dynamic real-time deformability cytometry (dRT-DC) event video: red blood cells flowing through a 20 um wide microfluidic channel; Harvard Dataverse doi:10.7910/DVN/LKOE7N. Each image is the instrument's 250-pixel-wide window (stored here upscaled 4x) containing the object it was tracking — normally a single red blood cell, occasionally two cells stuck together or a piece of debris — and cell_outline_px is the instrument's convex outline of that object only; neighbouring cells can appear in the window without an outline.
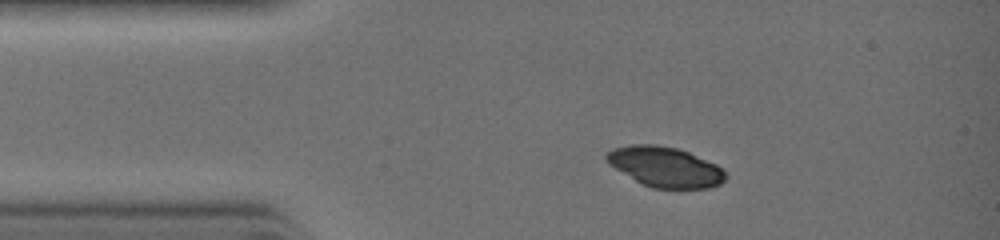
{"species": "common noctule bat (a hibernating species)", "species_latin": "Nyctalus noctula", "temperature_condition": "warm", "stored_images_in_passage": 15, "camera_frame_rate_fps": 3000, "um_per_image_px": 0.085, "animal": {"sex": "female", "body_mass_g": 19.0, "forearm_length_mm": 51.5}, "frame": {"image": 1, "passage_image": 1, "time_ms": 0.0, "image_size_px": [1000, 240], "cell_outline_px": [[728, 176], [720, 184], [708, 188], [652, 188], [640, 184], [608, 164], [604, 160], [604, 156], [612, 148], [628, 144], [656, 144], [680, 148], [716, 164]], "centroid_in_image_um": [56.48, 14.17], "position_along_channel_um": 28.5, "area_um2": 28.21}}
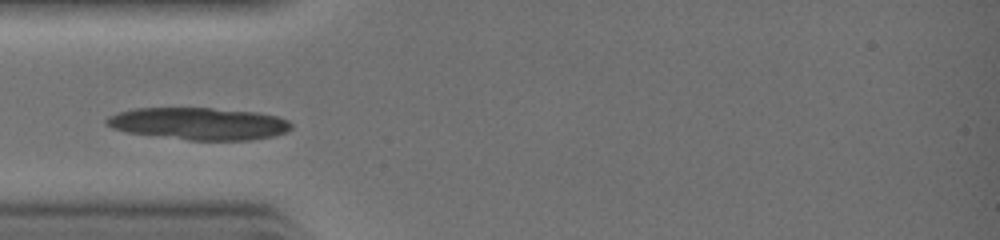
{"frame": {"image": 2, "passage_image": 5, "time_ms": 1.333, "image_size_px": [1000, 240], "cell_outline_px": [[292, 128], [288, 132], [272, 136], [252, 140], [188, 140], [128, 132], [112, 128], [104, 124], [104, 120], [108, 116], [116, 112], [136, 108], [212, 108], [260, 112], [276, 116], [288, 120], [292, 124]], "centroid_in_image_um": [16.91, 10.5], "position_along_channel_um": 68.1, "area_um2": 34.91}}
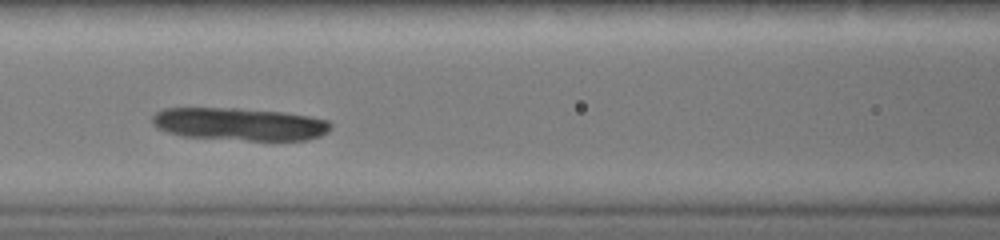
{"frame": {"image": 3, "passage_image": 9, "time_ms": 2.667, "image_size_px": [1000, 240], "cell_outline_px": [[332, 128], [328, 132], [320, 136], [308, 140], [248, 140], [184, 136], [168, 132], [156, 128], [152, 124], [152, 116], [156, 112], [164, 108], [236, 108], [284, 112], [308, 116], [328, 120], [332, 124]], "centroid_in_image_um": [20.37, 10.54], "position_along_channel_um": 146.2, "area_um2": 34.04}}